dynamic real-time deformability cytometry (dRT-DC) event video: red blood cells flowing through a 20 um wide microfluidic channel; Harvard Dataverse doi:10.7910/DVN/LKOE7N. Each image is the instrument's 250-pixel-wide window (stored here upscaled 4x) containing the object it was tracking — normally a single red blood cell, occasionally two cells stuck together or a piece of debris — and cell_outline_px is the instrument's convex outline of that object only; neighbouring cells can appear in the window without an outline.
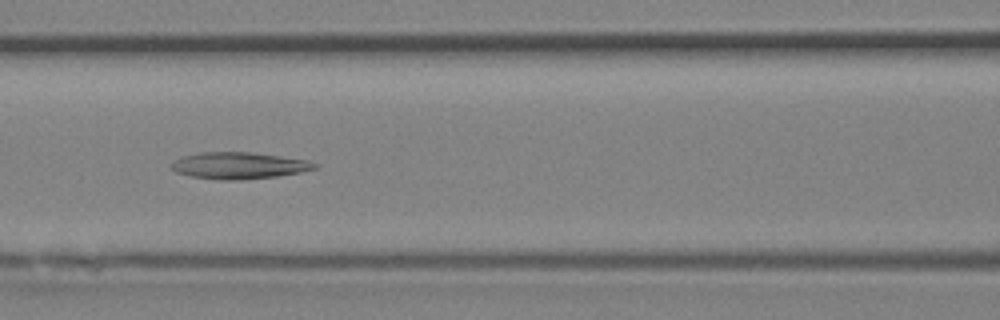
{"species": "Egyptian fruit bat (a non-hibernating species)", "species_latin": "Rousettus aegyptiacus", "temperature_condition": "room temperature", "stored_images_in_passage": 24, "camera_frame_rate_fps": 3000, "um_per_image_px": 0.085, "animal": {"sex": "female"}, "frame": {"image": 1, "passage_image": 5, "time_ms": 1.333, "image_size_px": [1000, 320], "cell_outline_px": [[320, 164], [316, 168], [300, 172], [276, 176], [240, 180], [220, 180], [188, 176], [176, 172], [168, 164], [172, 160], [184, 156], [200, 152], [252, 152], [308, 160]], "centroid_in_image_um": [20.27, 14.07], "position_along_channel_um": 146.3, "area_um2": 22.43}}
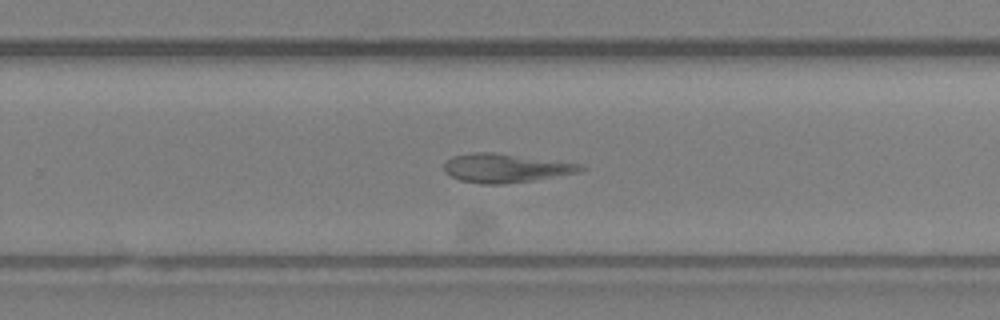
{"frame": {"image": 2, "passage_image": 12, "time_ms": 3.667, "image_size_px": [1000, 320], "cell_outline_px": [[588, 168], [580, 172], [532, 180], [504, 184], [480, 184], [460, 180], [444, 172], [444, 164], [452, 156], [472, 152], [492, 152], [584, 164]], "centroid_in_image_um": [42.99, 14.28], "position_along_channel_um": 286.8, "area_um2": 22.95}}
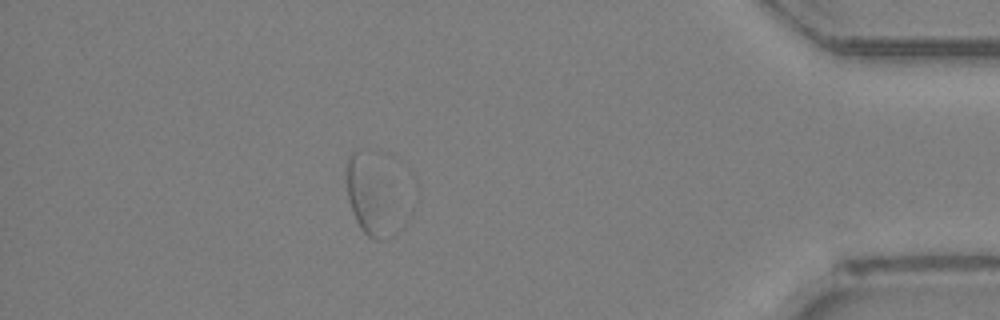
{"frame": {"image": 3, "passage_image": 20, "time_ms": 6.333, "image_size_px": [1000, 320], "cell_outline_px": [[404, 224], [392, 236], [384, 240], [376, 240], [368, 236], [360, 228], [352, 212], [348, 200], [344, 168], [344, 164], [348, 152], [356, 148], [360, 152], [388, 184]], "centroid_in_image_um": [31.5, 16.86], "position_along_channel_um": 403.7, "area_um2": 23.58}}